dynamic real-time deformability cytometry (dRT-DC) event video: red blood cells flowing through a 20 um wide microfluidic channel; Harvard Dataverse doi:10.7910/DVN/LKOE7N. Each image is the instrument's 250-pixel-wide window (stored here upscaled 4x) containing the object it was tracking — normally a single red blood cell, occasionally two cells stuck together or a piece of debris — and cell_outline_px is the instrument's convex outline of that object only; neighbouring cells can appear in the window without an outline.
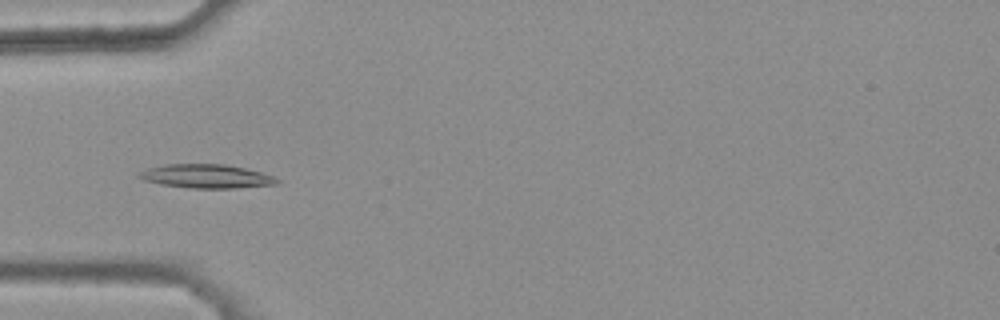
{"species": "common noctule bat (a hibernating species)", "species_latin": "Nyctalus noctula", "temperature_condition": "warm", "stored_images_in_passage": 29, "camera_frame_rate_fps": 3000, "um_per_image_px": 0.085, "animal": {"sex": "female", "body_mass_g": 25.1}, "frame": {"image": 1, "passage_image": 5, "time_ms": 1.333, "image_size_px": [1000, 320], "cell_outline_px": [[280, 184], [236, 188], [192, 188], [160, 184], [144, 180], [136, 176], [140, 172], [148, 168], [168, 164], [224, 164], [244, 168], [260, 172], [272, 176], [280, 180]], "centroid_in_image_um": [17.56, 14.98], "position_along_channel_um": 67.4, "area_um2": 19.02}}
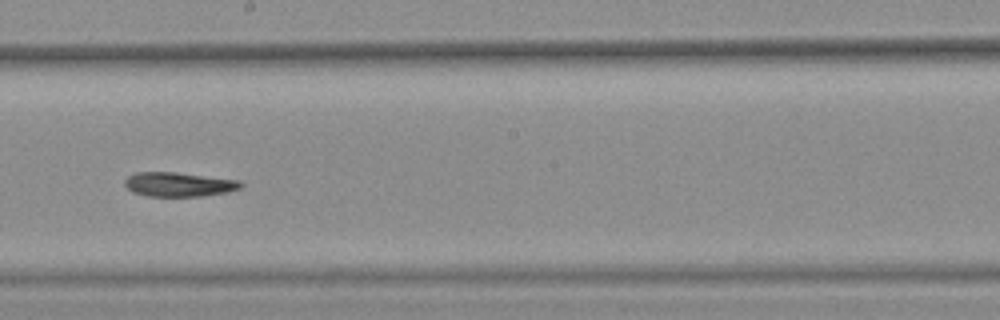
{"frame": {"image": 2, "passage_image": 18, "time_ms": 5.667, "image_size_px": [1000, 320], "cell_outline_px": [[244, 184], [240, 188], [228, 192], [200, 196], [148, 196], [132, 192], [124, 184], [124, 180], [128, 176], [136, 172], [176, 172], [240, 180]], "centroid_in_image_um": [15.2, 15.67], "position_along_channel_um": 233.0, "area_um2": 16.47}}
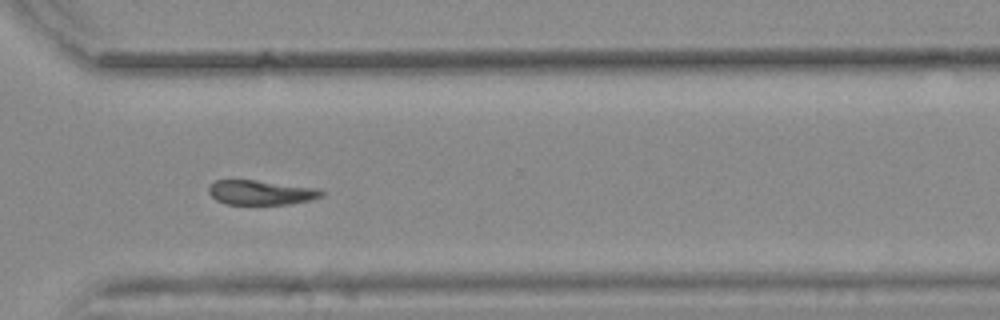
{"frame": {"image": 3, "passage_image": 27, "time_ms": 8.667, "image_size_px": [1000, 320], "cell_outline_px": [[324, 196], [308, 200], [288, 204], [224, 204], [216, 200], [208, 192], [208, 184], [216, 180], [256, 180], [320, 188], [324, 192]], "centroid_in_image_um": [22.17, 16.35], "position_along_channel_um": 348.4, "area_um2": 16.3}, "authors_computed_cell_mechanics": {"area_um2": 16.9932, "velocity_mm_per_s": 3.8302, "shape_relaxation_time_tau1_ms": 6.4167, "shape_relaxation_time_tau2_ms": 10.9708, "deformation_change_tau1": 0.1443, "deformation_change_tau2": 0.2072}}